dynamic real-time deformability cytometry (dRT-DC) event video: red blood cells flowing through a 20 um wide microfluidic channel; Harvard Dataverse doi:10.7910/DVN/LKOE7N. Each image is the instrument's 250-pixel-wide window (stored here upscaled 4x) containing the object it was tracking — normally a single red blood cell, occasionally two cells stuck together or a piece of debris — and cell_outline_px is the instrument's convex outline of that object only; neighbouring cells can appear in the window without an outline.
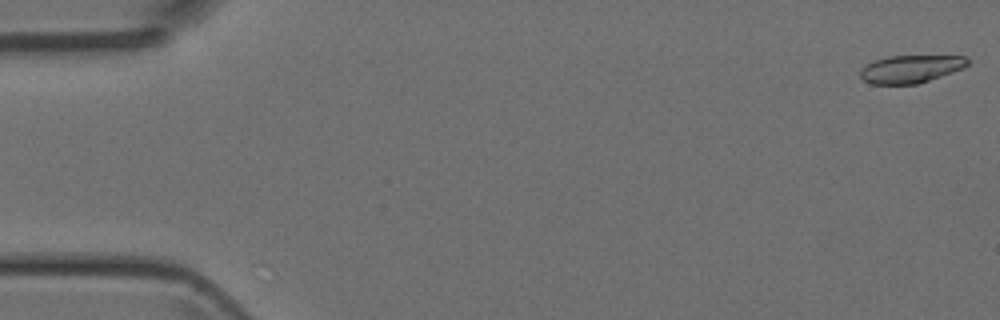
{"species": "Egyptian fruit bat (a non-hibernating species)", "species_latin": "Rousettus aegyptiacus", "temperature_condition": "room temperature", "stored_images_in_passage": 48, "camera_frame_rate_fps": 3000, "um_per_image_px": 0.085, "animal": {"sex": "female"}, "frame": {"image": 1, "passage_image": 1, "time_ms": 0.0, "image_size_px": [1000, 320], "cell_outline_px": [[968, 64], [964, 68], [916, 84], [872, 84], [864, 80], [860, 76], [860, 68], [872, 60], [888, 56], [964, 56], [968, 60]], "centroid_in_image_um": [77.36, 5.85], "position_along_channel_um": 7.6, "area_um2": 17.28}}
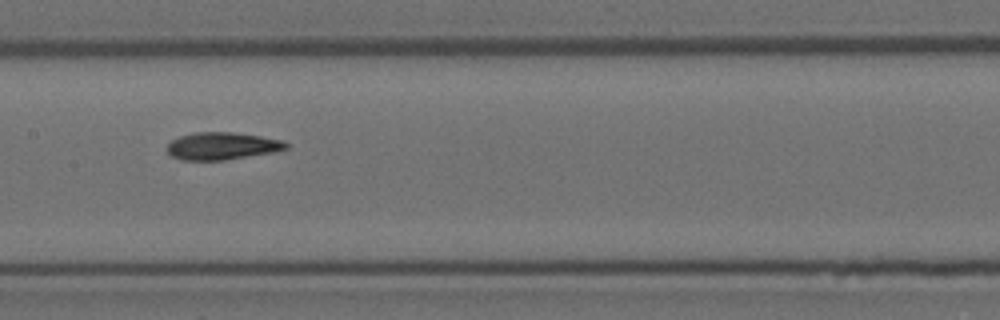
{"frame": {"image": 2, "passage_image": 24, "time_ms": 7.667, "image_size_px": [1000, 320], "cell_outline_px": [[288, 148], [272, 152], [224, 160], [180, 160], [172, 156], [168, 152], [168, 144], [172, 140], [180, 136], [196, 132], [232, 132], [260, 136], [284, 140], [288, 144]], "centroid_in_image_um": [18.88, 12.41], "position_along_channel_um": 188.5, "area_um2": 18.84}}
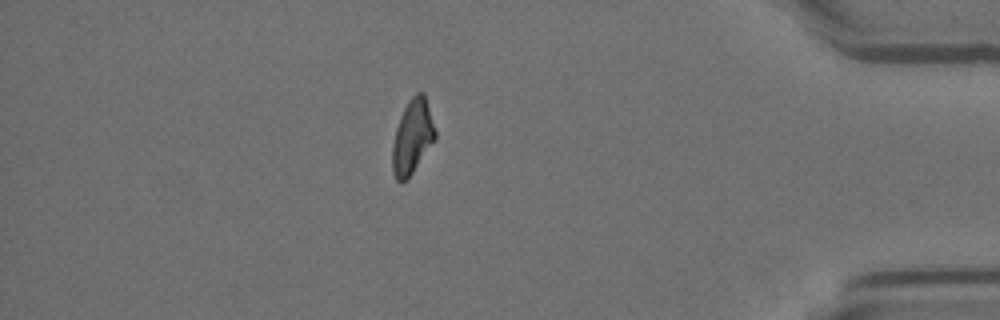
{"frame": {"image": 3, "passage_image": 42, "time_ms": 13.667, "image_size_px": [1000, 320], "cell_outline_px": [[436, 140], [408, 180], [400, 184], [396, 180], [392, 172], [392, 144], [396, 128], [400, 116], [408, 100], [416, 92], [424, 92], [436, 132]], "centroid_in_image_um": [35.05, 11.68], "position_along_channel_um": 400.2, "area_um2": 18.96}}